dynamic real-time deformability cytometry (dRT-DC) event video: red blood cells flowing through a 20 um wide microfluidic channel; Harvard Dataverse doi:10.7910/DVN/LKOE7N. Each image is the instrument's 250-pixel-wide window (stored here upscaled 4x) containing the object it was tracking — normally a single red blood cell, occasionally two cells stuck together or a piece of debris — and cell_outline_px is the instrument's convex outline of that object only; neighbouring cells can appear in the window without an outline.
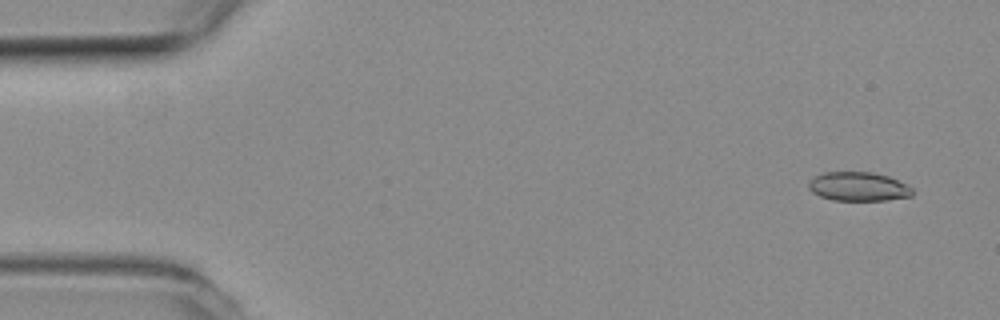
{"species": "common noctule bat (a hibernating species)", "species_latin": "Nyctalus noctula", "temperature_condition": "room temperature", "stored_images_in_passage": 54, "camera_frame_rate_fps": 3000, "um_per_image_px": 0.085, "animal": {"sex": "female", "body_mass_g": 19.3, "forearm_length_mm": 54.1}, "frame": {"image": 1, "passage_image": 2, "time_ms": 0.333, "image_size_px": [1000, 320], "cell_outline_px": [[912, 196], [888, 200], [832, 200], [820, 196], [812, 192], [808, 188], [808, 180], [824, 172], [872, 172], [888, 176], [912, 188]], "centroid_in_image_um": [72.92, 15.86], "position_along_channel_um": 12.1, "area_um2": 17.46}}
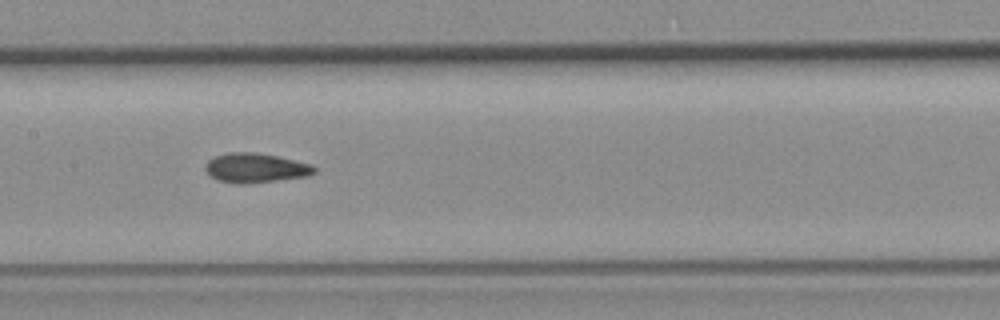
{"frame": {"image": 2, "passage_image": 25, "time_ms": 8.0, "image_size_px": [1000, 320], "cell_outline_px": [[316, 172], [308, 176], [276, 180], [216, 180], [204, 168], [208, 160], [216, 156], [228, 152], [256, 152], [276, 156], [312, 164], [316, 168]], "centroid_in_image_um": [21.78, 14.21], "position_along_channel_um": 185.6, "area_um2": 17.69}}
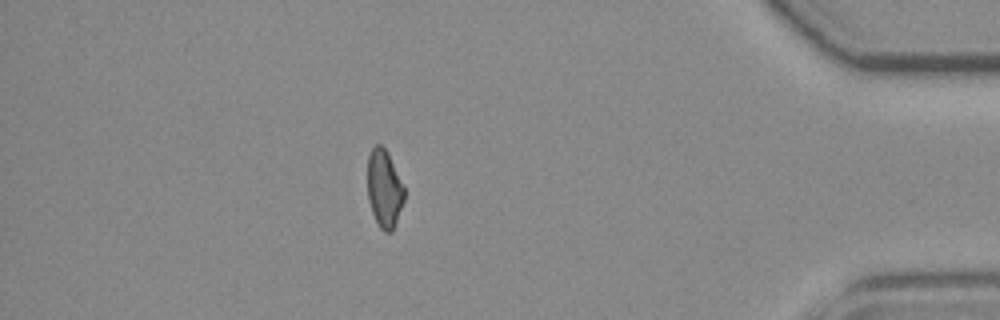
{"frame": {"image": 3, "passage_image": 46, "time_ms": 15.0, "image_size_px": [1000, 320], "cell_outline_px": [[404, 200], [396, 224], [392, 232], [384, 232], [380, 228], [372, 212], [368, 200], [368, 156], [372, 148], [376, 144], [380, 144], [388, 152], [404, 188]], "centroid_in_image_um": [32.66, 16.05], "position_along_channel_um": 402.5, "area_um2": 16.59}, "authors_computed_cell_mechanics": {"area_um2": 17.8602, "velocity_mm_per_s": 3.7855, "shape_relaxation_time_tau1_ms": null, "shape_relaxation_time_tau2_ms": 3.3272, "deformation_change_tau1": null, "deformation_change_tau2": 0.0897}}